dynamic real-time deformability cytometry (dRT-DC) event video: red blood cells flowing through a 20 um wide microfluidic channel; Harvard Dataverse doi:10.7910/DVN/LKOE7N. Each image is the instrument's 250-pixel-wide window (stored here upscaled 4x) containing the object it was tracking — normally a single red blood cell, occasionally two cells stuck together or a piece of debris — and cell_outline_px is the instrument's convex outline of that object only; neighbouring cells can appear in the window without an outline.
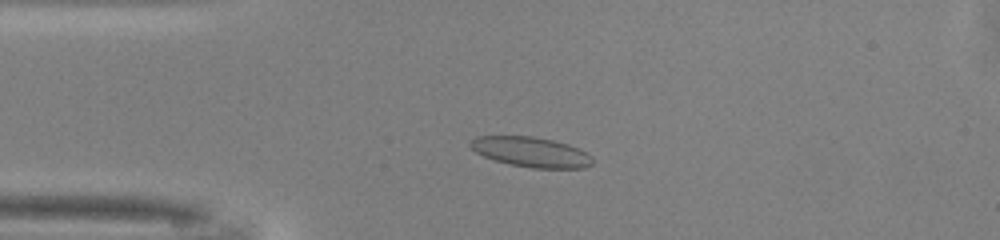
{"species": "common noctule bat (a hibernating species)", "species_latin": "Nyctalus noctula", "temperature_condition": "warm", "stored_images_in_passage": 49, "camera_frame_rate_fps": 3000, "um_per_image_px": 0.085, "animal": {"sex": "male", "body_mass_g": 13.0, "forearm_length_mm": 53.1}, "frame": {"image": 1, "passage_image": 11, "time_ms": 3.333, "image_size_px": [1000, 240], "cell_outline_px": [[592, 164], [584, 168], [532, 168], [508, 164], [484, 156], [476, 152], [468, 144], [476, 136], [532, 136], [552, 140], [568, 144], [580, 148], [588, 152], [592, 156]], "centroid_in_image_um": [45.17, 12.92], "position_along_channel_um": 39.8, "area_um2": 21.44}}
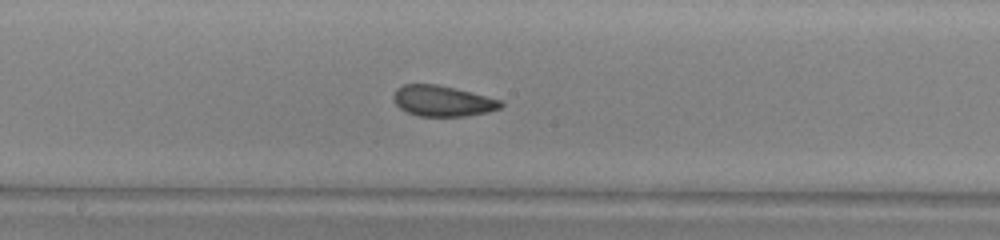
{"frame": {"image": 2, "passage_image": 25, "time_ms": 8.0, "image_size_px": [1000, 240], "cell_outline_px": [[504, 104], [500, 108], [488, 112], [464, 116], [420, 116], [408, 112], [400, 108], [396, 104], [392, 96], [396, 88], [404, 84], [436, 84], [504, 100]], "centroid_in_image_um": [37.63, 8.58], "position_along_channel_um": 210.6, "area_um2": 19.19}}
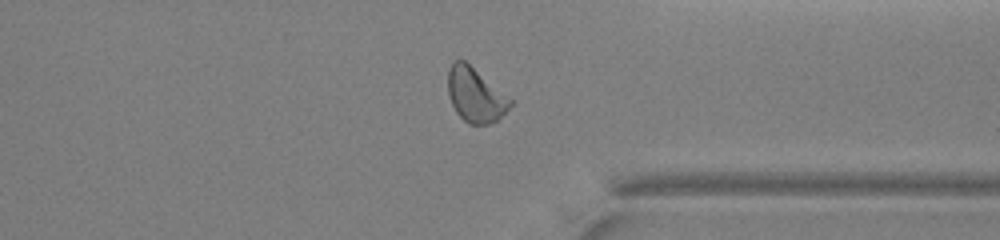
{"frame": {"image": 3, "passage_image": 37, "time_ms": 12.0, "image_size_px": [1000, 240], "cell_outline_px": [[512, 104], [496, 120], [488, 124], [468, 124], [456, 112], [448, 96], [448, 72], [452, 60], [464, 60], [512, 100]], "centroid_in_image_um": [40.36, 8.07], "position_along_channel_um": 371.0, "area_um2": 19.31}, "authors_computed_cell_mechanics": {"area_um2": 20.1722, "velocity_mm_per_s": 4.1185, "shape_relaxation_time_tau1_ms": 4.6519, "shape_relaxation_time_tau2_ms": 2.0256, "deformation_change_tau1": 0.1233, "deformation_change_tau2": 0.0697}}